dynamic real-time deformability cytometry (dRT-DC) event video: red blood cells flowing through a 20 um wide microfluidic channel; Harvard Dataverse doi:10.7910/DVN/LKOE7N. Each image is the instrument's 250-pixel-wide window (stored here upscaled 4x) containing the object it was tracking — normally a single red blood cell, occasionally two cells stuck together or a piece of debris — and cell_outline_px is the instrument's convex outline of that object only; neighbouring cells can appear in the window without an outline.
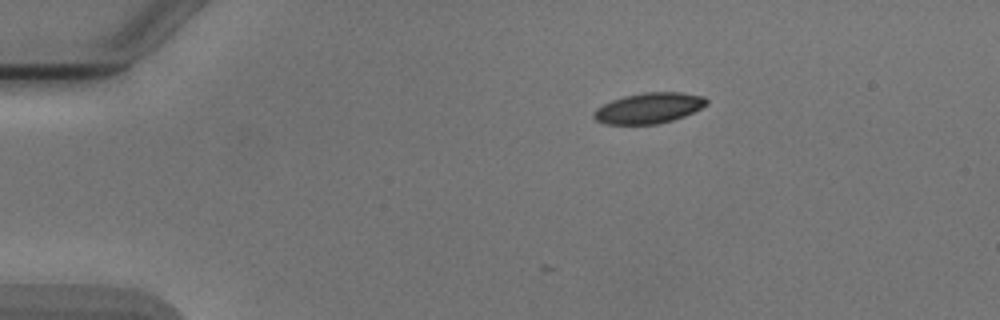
{"species": "Egyptian fruit bat (a non-hibernating species)", "species_latin": "Rousettus aegyptiacus", "temperature_condition": "cold", "stored_images_in_passage": 4, "camera_frame_rate_fps": 3000, "um_per_image_px": 0.085, "animal": {"sex": "male"}, "frame": {"image": 1, "passage_image": 1, "time_ms": 0.0, "image_size_px": [1000, 320], "cell_outline_px": [[708, 104], [684, 116], [672, 120], [656, 124], [608, 124], [596, 120], [592, 116], [592, 112], [596, 108], [612, 100], [624, 96], [644, 92], [680, 92], [704, 96], [708, 100]], "centroid_in_image_um": [55.14, 9.18], "position_along_channel_um": 29.9, "area_um2": 20.06}}
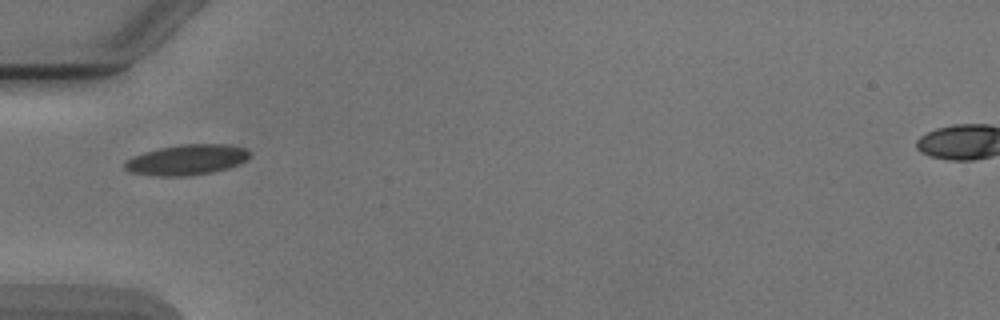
{"frame": {"image": 2, "passage_image": 3, "time_ms": 2.667, "image_size_px": [1000, 320], "cell_outline_px": [[248, 156], [244, 160], [236, 164], [212, 172], [188, 176], [160, 176], [132, 172], [124, 168], [124, 160], [132, 156], [144, 152], [160, 148], [180, 144], [224, 144], [248, 148]], "centroid_in_image_um": [15.82, 13.57], "position_along_channel_um": 69.2, "area_um2": 21.85}}
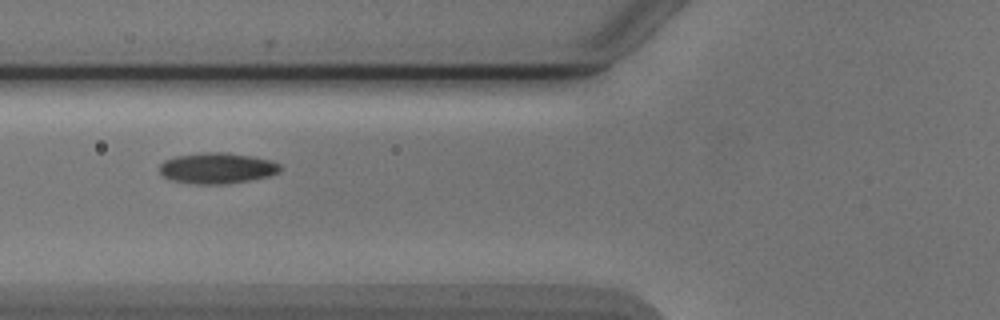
{"frame": {"image": 3, "passage_image": 4, "time_ms": 3.667, "image_size_px": [1000, 320], "cell_outline_px": [[280, 168], [276, 172], [268, 176], [248, 180], [224, 184], [196, 184], [172, 180], [164, 176], [160, 172], [160, 164], [164, 160], [176, 156], [208, 152], [224, 152], [252, 156], [272, 160], [280, 164]], "centroid_in_image_um": [18.44, 14.28], "position_along_channel_um": 107.4, "area_um2": 21.44}}